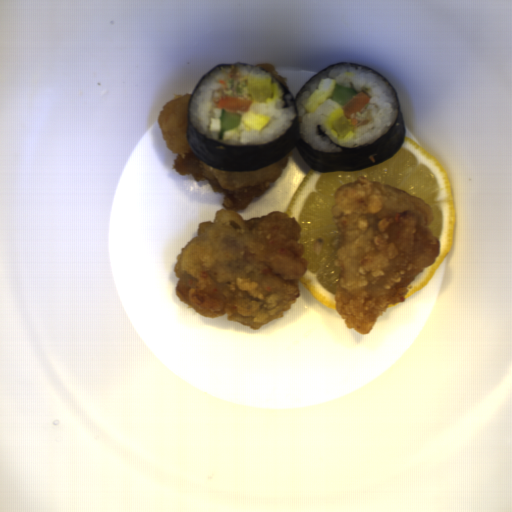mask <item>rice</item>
I'll use <instances>...</instances> for the list:
<instances>
[{
  "label": "rice",
  "mask_w": 512,
  "mask_h": 512,
  "mask_svg": "<svg viewBox=\"0 0 512 512\" xmlns=\"http://www.w3.org/2000/svg\"><path fill=\"white\" fill-rule=\"evenodd\" d=\"M335 78L336 83L343 87H350L360 93L365 92L370 96V101L361 112H355L351 117L358 119L354 134L346 138L338 137L337 132L329 128L328 116L340 109L336 102L326 99L314 113H309L301 104L315 89L322 78ZM299 116V130L303 141L309 143L314 149L323 152L342 151L340 146L332 144L328 137L347 148H356L364 144H371L373 141L384 135L393 125L398 108L397 102L385 81L378 75L372 74L369 70L356 69L347 65H339L327 69L310 81V91H305L296 101ZM321 125L322 130L328 137L321 136L317 132V126Z\"/></svg>",
  "instance_id": "1"
},
{
  "label": "rice",
  "mask_w": 512,
  "mask_h": 512,
  "mask_svg": "<svg viewBox=\"0 0 512 512\" xmlns=\"http://www.w3.org/2000/svg\"><path fill=\"white\" fill-rule=\"evenodd\" d=\"M244 67V66H243ZM241 67L240 65L231 69H219L208 75L202 84L196 90L190 104V120L200 133L206 134L207 139H214L217 142L230 146H255L266 144L281 136L291 125V119L296 117L293 109L290 94L285 98L289 106L283 108L286 104L283 96L285 92L281 85L266 72L258 68ZM272 79V83H277L279 94L275 101L267 103H253L249 111L263 113L270 116V120L261 132L253 129L246 131L244 124L234 130L226 131L223 141L218 140L220 127L221 109H216V102L219 96L230 95L244 97L250 100L247 92V82L249 79Z\"/></svg>",
  "instance_id": "2"
}]
</instances>
